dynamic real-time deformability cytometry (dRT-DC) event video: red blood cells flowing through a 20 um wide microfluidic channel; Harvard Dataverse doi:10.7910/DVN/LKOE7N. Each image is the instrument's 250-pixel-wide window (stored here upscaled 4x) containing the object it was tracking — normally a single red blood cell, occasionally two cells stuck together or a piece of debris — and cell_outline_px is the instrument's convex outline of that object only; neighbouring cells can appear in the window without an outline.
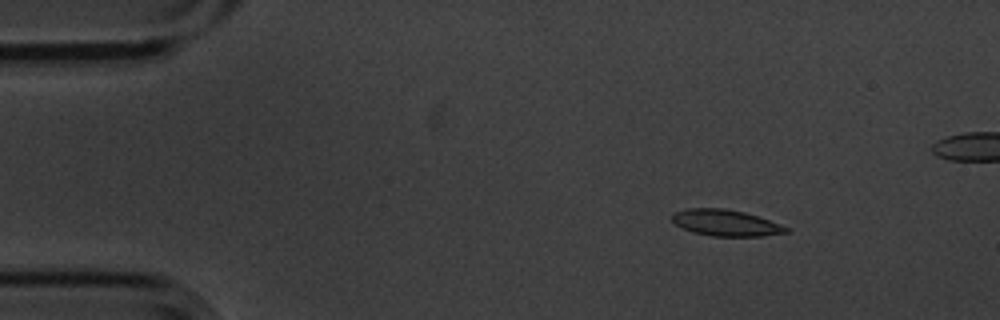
{"species": "common noctule bat (a hibernating species)", "species_latin": "Nyctalus noctula", "temperature_condition": "cold", "stored_images_in_passage": 6, "camera_frame_rate_fps": 3000, "um_per_image_px": 0.085, "animal": {"sex": "male", "body_mass_g": 20.1, "forearm_length_mm": 53.5}, "frame": {"image": 1, "passage_image": 3, "time_ms": 0.667, "image_size_px": [1000, 320], "cell_outline_px": [[788, 232], [764, 236], [712, 236], [692, 232], [676, 224], [668, 216], [672, 212], [688, 208], [724, 208], [744, 212], [780, 224], [788, 228]], "centroid_in_image_um": [61.62, 18.93], "position_along_channel_um": 23.4, "area_um2": 17.46}}